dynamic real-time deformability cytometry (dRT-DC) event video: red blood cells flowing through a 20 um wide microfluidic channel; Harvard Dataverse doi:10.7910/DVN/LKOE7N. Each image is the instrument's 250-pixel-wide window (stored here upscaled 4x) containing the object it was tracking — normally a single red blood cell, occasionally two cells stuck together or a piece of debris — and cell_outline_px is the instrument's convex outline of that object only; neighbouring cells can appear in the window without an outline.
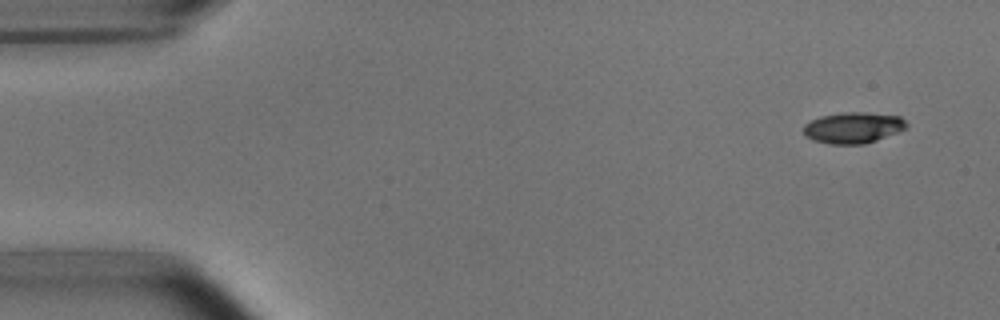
{"species": "common noctule bat (a hibernating species)", "species_latin": "Nyctalus noctula", "temperature_condition": "room temperature", "stored_images_in_passage": 6, "camera_frame_rate_fps": 3000, "um_per_image_px": 0.085, "animal": {"sex": "male", "body_mass_g": 15.6}, "frame": {"image": 1, "passage_image": 1, "time_ms": 0.0, "image_size_px": [1000, 320], "cell_outline_px": [[908, 128], [900, 132], [864, 144], [832, 144], [812, 140], [804, 136], [804, 124], [820, 116], [844, 112], [868, 112], [900, 116], [908, 124]], "centroid_in_image_um": [72.55, 10.85], "position_along_channel_um": 12.5, "area_um2": 18.84}}
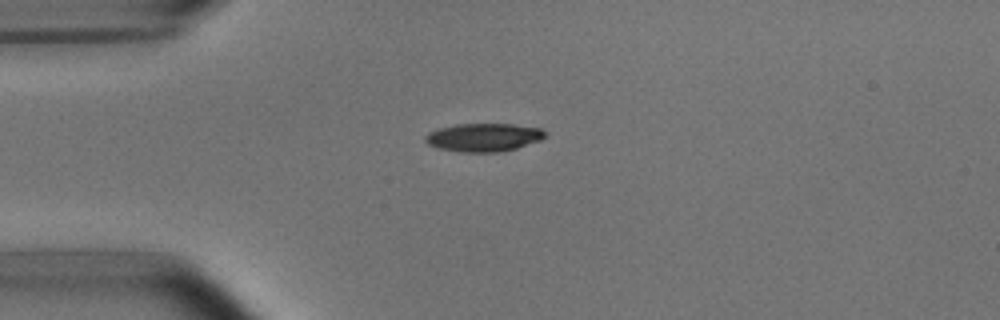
{"frame": {"image": 2, "passage_image": 4, "time_ms": 3.333, "image_size_px": [1000, 320], "cell_outline_px": [[548, 136], [540, 140], [516, 148], [500, 152], [460, 152], [440, 148], [428, 144], [424, 140], [424, 136], [428, 132], [440, 128], [456, 124], [512, 124], [540, 128], [548, 132]], "centroid_in_image_um": [41.13, 11.67], "position_along_channel_um": 43.9, "area_um2": 19.77}}